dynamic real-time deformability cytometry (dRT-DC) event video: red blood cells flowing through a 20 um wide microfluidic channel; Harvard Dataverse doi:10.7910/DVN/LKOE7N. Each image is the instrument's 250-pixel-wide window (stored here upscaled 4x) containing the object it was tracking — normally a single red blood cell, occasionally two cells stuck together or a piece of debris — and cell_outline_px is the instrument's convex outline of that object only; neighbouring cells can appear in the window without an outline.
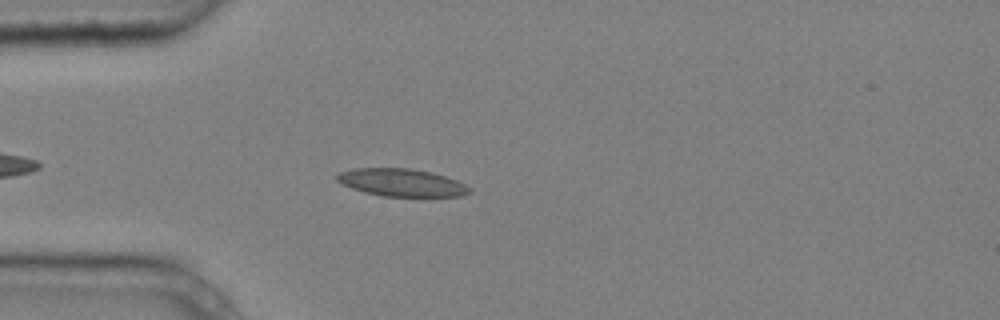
{"species": "common noctule bat (a hibernating species)", "species_latin": "Nyctalus noctula", "temperature_condition": "cold", "stored_images_in_passage": 6, "camera_frame_rate_fps": 3000, "um_per_image_px": 0.085, "animal": {"sex": "male", "body_mass_g": 20.4}, "frame": {"image": 1, "passage_image": 5, "time_ms": 1.333, "image_size_px": [1000, 320], "cell_outline_px": [[472, 192], [460, 196], [380, 196], [364, 192], [352, 188], [336, 180], [336, 172], [352, 168], [412, 168], [432, 172], [456, 180], [472, 188]], "centroid_in_image_um": [34.12, 15.51], "position_along_channel_um": 50.9, "area_um2": 21.44}}